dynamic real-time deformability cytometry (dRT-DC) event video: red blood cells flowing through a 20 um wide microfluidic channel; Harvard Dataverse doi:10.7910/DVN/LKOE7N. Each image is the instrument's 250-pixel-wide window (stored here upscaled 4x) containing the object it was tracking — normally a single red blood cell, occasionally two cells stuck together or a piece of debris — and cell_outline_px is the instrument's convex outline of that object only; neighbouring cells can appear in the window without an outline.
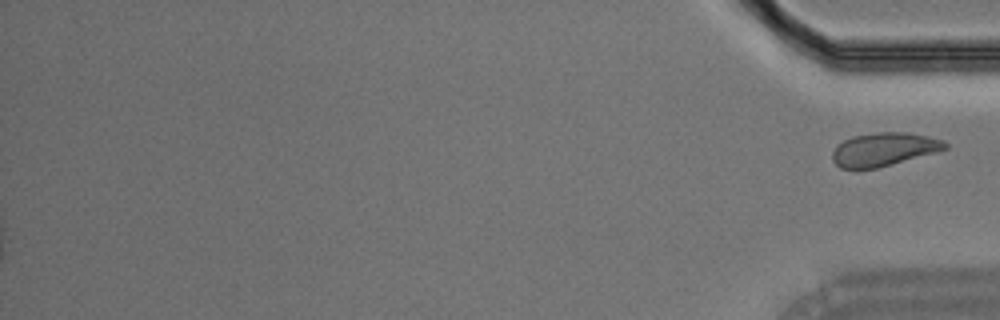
{"species": "Egyptian fruit bat (a non-hibernating species)", "species_latin": "Rousettus aegyptiacus", "temperature_condition": "room temperature", "stored_images_in_passage": 29, "segment_of_instrument_passage": [2, 2], "camera_frame_rate_fps": 3000, "um_per_image_px": 0.085, "animal": {"sex": "male"}, "frame": {"image": 1, "passage_image": 29, "time_ms": 9.333, "image_size_px": [1000, 320], "cell_outline_px": [[948, 148], [936, 152], [892, 164], [876, 168], [840, 168], [832, 160], [832, 152], [836, 144], [852, 136], [876, 132], [908, 132], [928, 136], [944, 140], [948, 144]], "centroid_in_image_um": [75.12, 12.68], "position_along_channel_um": 360.1, "area_um2": 21.96}}